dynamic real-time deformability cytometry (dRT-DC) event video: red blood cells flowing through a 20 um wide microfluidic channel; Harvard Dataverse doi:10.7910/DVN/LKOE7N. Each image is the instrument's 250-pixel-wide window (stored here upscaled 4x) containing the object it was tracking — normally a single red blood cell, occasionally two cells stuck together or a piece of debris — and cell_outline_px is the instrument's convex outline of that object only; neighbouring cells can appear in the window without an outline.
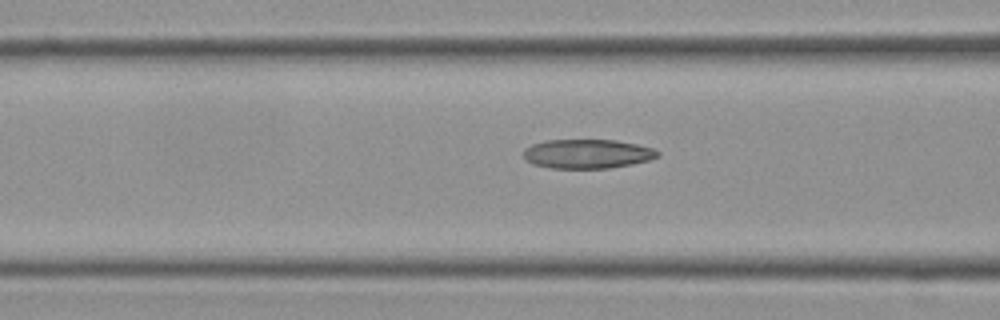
{"species": "Egyptian fruit bat (a non-hibernating species)", "species_latin": "Rousettus aegyptiacus", "temperature_condition": "cold", "stored_images_in_passage": 18, "camera_frame_rate_fps": 3000, "um_per_image_px": 0.085, "frame": {"image": 1, "passage_image": 16, "time_ms": 5.0, "image_size_px": [1000, 320], "cell_outline_px": [[660, 156], [648, 160], [632, 164], [608, 168], [552, 168], [532, 164], [524, 156], [524, 148], [532, 144], [544, 140], [616, 140], [636, 144], [652, 148], [660, 152]], "centroid_in_image_um": [49.92, 13.07], "position_along_channel_um": 116.7, "area_um2": 22.77}}